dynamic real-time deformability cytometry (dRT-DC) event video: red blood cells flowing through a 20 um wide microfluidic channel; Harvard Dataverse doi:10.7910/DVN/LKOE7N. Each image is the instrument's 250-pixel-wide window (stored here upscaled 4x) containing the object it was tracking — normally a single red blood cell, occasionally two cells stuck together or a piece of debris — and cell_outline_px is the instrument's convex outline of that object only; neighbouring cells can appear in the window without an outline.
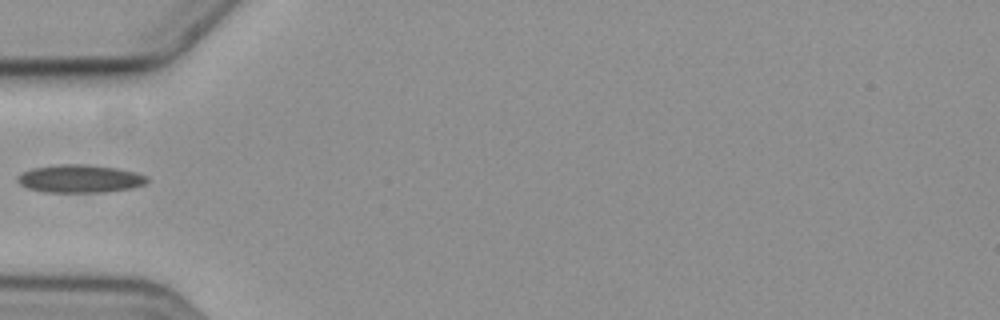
{"species": "common noctule bat (a hibernating species)", "species_latin": "Nyctalus noctula", "temperature_condition": "cold", "stored_images_in_passage": 5, "camera_frame_rate_fps": 3000, "um_per_image_px": 0.085, "animal": {"sex": "female", "body_mass_g": 19.3, "forearm_length_mm": 54.1}, "frame": {"image": 1, "passage_image": 5, "time_ms": 4.667, "image_size_px": [1000, 320], "cell_outline_px": [[148, 180], [144, 184], [132, 188], [104, 192], [44, 192], [28, 188], [20, 184], [16, 180], [24, 172], [32, 168], [60, 164], [88, 164], [116, 168], [136, 172], [148, 176]], "centroid_in_image_um": [6.82, 15.19], "position_along_channel_um": 78.2, "area_um2": 21.04}}